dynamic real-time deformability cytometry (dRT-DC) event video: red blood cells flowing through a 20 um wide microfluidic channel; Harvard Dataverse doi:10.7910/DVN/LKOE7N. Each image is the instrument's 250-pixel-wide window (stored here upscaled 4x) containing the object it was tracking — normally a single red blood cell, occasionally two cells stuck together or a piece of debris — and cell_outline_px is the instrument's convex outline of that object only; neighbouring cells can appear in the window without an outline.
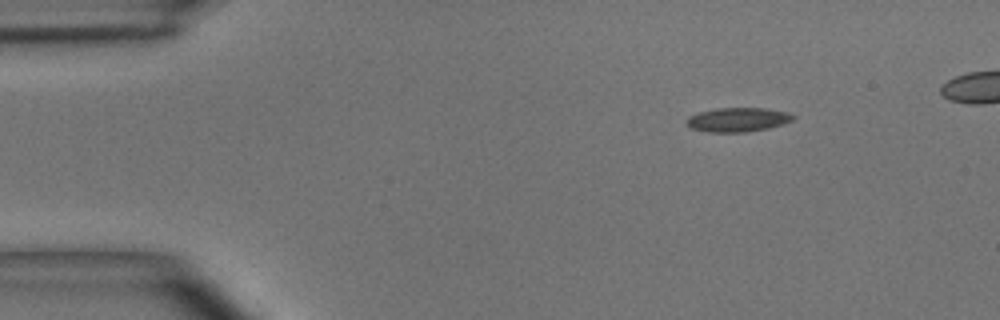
{"species": "common noctule bat (a hibernating species)", "species_latin": "Nyctalus noctula", "temperature_condition": "room temperature", "stored_images_in_passage": 1, "camera_frame_rate_fps": 3000, "um_per_image_px": 0.085, "animal": {"sex": "male", "body_mass_g": 15.6}, "frame": {"image": 1, "passage_image": 1, "time_ms": 0.0, "image_size_px": [1000, 320], "cell_outline_px": [[796, 116], [792, 120], [768, 128], [748, 132], [708, 132], [692, 128], [684, 120], [688, 116], [700, 112], [716, 108], [764, 108], [788, 112]], "centroid_in_image_um": [62.69, 10.17], "position_along_channel_um": 22.3, "area_um2": 14.91}}